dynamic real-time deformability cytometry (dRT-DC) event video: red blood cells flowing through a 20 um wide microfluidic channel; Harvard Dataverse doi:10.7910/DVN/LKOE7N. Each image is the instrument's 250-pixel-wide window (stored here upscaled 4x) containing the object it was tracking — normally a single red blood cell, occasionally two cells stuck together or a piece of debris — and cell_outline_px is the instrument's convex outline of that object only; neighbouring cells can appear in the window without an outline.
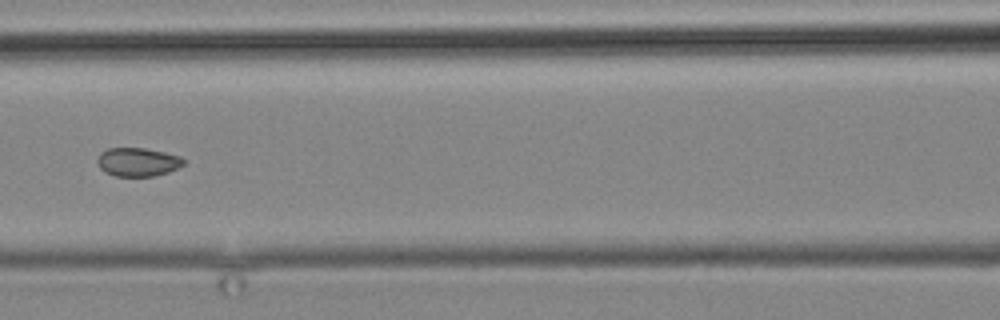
{"species": "common noctule bat (a hibernating species)", "species_latin": "Nyctalus noctula", "temperature_condition": "cold", "stored_images_in_passage": 12, "camera_frame_rate_fps": 3000, "um_per_image_px": 0.085, "animal": {"sex": "male", "body_mass_g": 19.2, "forearm_length_mm": 51.8}, "frame": {"image": 1, "passage_image": 3, "time_ms": 2.333, "image_size_px": [1000, 320], "cell_outline_px": [[184, 164], [168, 172], [152, 176], [116, 176], [104, 172], [100, 168], [96, 160], [100, 152], [108, 148], [144, 148], [164, 152], [180, 156], [184, 160]], "centroid_in_image_um": [11.67, 13.76], "position_along_channel_um": 154.9, "area_um2": 14.33}}
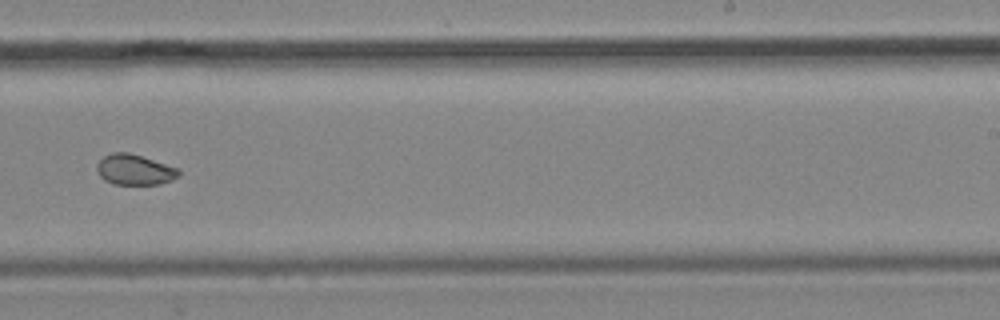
{"frame": {"image": 2, "passage_image": 6, "time_ms": 6.0, "image_size_px": [1000, 320], "cell_outline_px": [[180, 176], [172, 180], [160, 184], [112, 184], [104, 180], [100, 176], [96, 168], [96, 164], [104, 156], [112, 152], [128, 152], [180, 168]], "centroid_in_image_um": [11.46, 14.42], "position_along_channel_um": 277.5, "area_um2": 14.68}}
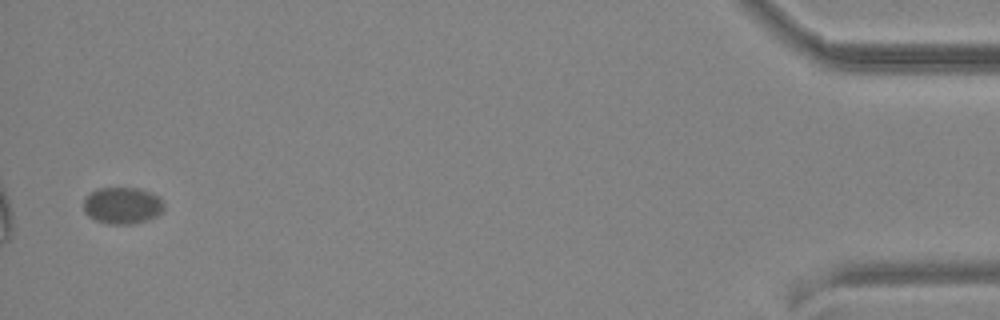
{"frame": {"image": 3, "passage_image": 12, "time_ms": 14.0, "image_size_px": [1000, 320], "cell_outline_px": [[164, 208], [156, 216], [148, 220], [132, 224], [108, 224], [96, 220], [88, 216], [84, 212], [84, 200], [96, 188], [140, 188], [160, 196], [164, 204]], "centroid_in_image_um": [10.42, 17.47], "position_along_channel_um": 424.8, "area_um2": 17.28}}